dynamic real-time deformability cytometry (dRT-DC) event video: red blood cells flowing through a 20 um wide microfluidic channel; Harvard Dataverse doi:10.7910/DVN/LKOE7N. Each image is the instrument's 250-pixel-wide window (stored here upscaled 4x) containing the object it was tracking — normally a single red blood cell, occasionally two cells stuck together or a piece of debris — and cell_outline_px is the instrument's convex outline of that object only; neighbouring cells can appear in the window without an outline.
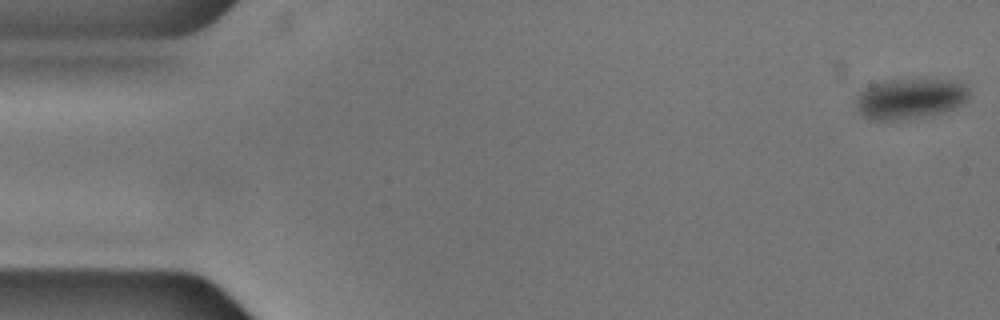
{"species": "common noctule bat (a hibernating species)", "species_latin": "Nyctalus noctula", "temperature_condition": "cold", "stored_images_in_passage": 56, "camera_frame_rate_fps": 3000, "um_per_image_px": 0.085, "animal": {"sex": "male", "body_mass_g": 17.9, "forearm_length_mm": 54.2}, "frame": {"image": 1, "passage_image": 1, "time_ms": 0.0, "image_size_px": [1000, 320], "cell_outline_px": [[968, 96], [960, 104], [952, 108], [936, 112], [916, 116], [892, 120], [872, 120], [864, 116], [856, 108], [856, 96], [864, 88], [872, 84], [888, 80], [960, 80], [968, 88]], "centroid_in_image_um": [77.3, 8.35], "position_along_channel_um": 7.7, "area_um2": 25.95}}
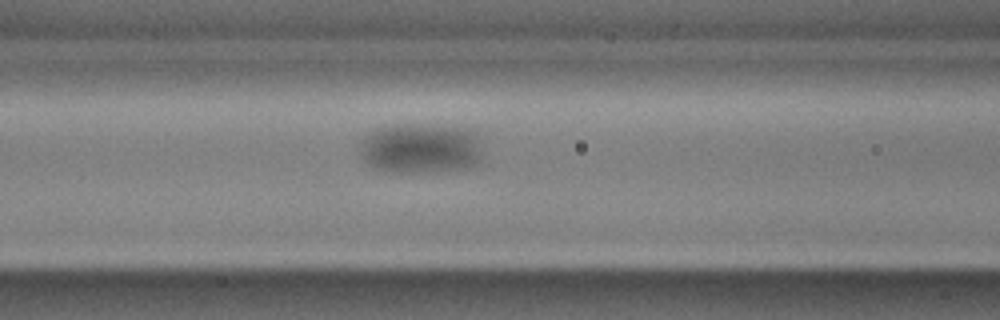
{"frame": {"image": 2, "passage_image": 22, "time_ms": 7.0, "image_size_px": [1000, 320], "cell_outline_px": [[480, 156], [476, 164], [468, 168], [432, 172], [400, 172], [372, 168], [364, 160], [360, 152], [364, 140], [368, 132], [376, 128], [404, 124], [408, 124], [468, 128], [476, 136], [480, 152]], "centroid_in_image_um": [35.73, 12.62], "position_along_channel_um": 130.9, "area_um2": 35.43}}
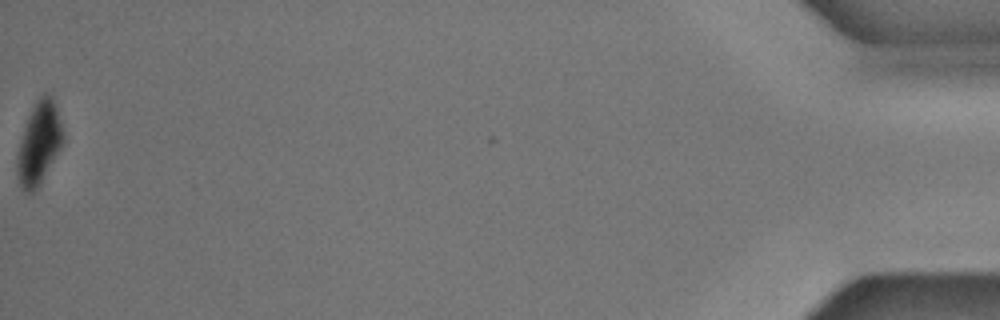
{"frame": {"image": 3, "passage_image": 56, "time_ms": 18.333, "image_size_px": [1000, 320], "cell_outline_px": [[64, 140], [60, 148], [40, 184], [32, 192], [24, 192], [20, 188], [16, 176], [16, 160], [24, 128], [28, 116], [36, 100], [44, 92], [48, 92], [52, 96], [56, 104], [64, 136]], "centroid_in_image_um": [3.31, 12.16], "position_along_channel_um": 431.9, "area_um2": 22.02}, "authors_computed_cell_mechanics": {"area_um2": 29.8248, "velocity_mm_per_s": 3.5655, "shape_relaxation_time_tau1_ms": 1.8266, "shape_relaxation_time_tau2_ms": null, "deformation_change_tau1": 0.0632, "deformation_change_tau2": null}}